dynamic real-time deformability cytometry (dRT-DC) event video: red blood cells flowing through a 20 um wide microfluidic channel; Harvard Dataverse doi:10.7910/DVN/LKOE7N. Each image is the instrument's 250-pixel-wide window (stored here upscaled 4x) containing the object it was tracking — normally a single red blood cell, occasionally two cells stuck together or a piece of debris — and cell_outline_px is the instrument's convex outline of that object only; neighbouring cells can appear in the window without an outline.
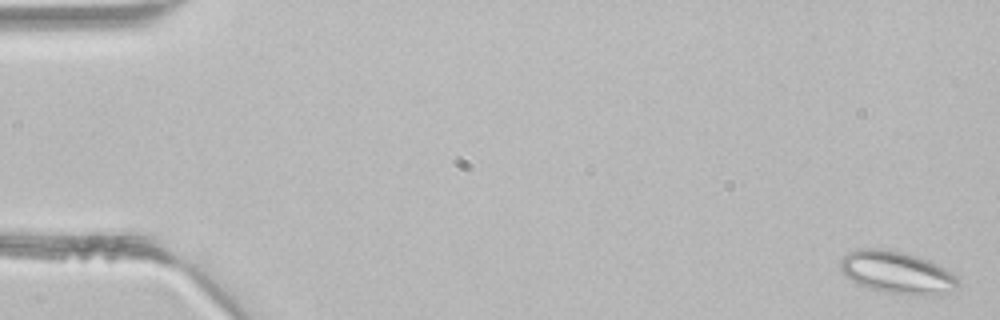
{"species": "common noctule bat (a hibernating species)", "species_latin": "Nyctalus noctula", "temperature_condition": "room temperature", "stored_images_in_passage": 4, "camera_frame_rate_fps": 3000, "um_per_image_px": 0.085, "animal": {"sex": "male", "body_mass_g": 21.5, "forearm_length_mm": 52.0}, "frame": {"image": 1, "passage_image": 1, "time_ms": 0.0, "image_size_px": [1000, 320], "cell_outline_px": [[960, 284], [932, 296], [920, 296], [884, 292], [868, 288], [856, 284], [844, 276], [840, 272], [840, 260], [848, 252], [856, 248], [880, 248], [900, 252], [916, 256], [928, 260], [952, 272], [960, 280]], "centroid_in_image_um": [76.17, 23.16], "position_along_channel_um": 8.8, "area_um2": 29.13}}